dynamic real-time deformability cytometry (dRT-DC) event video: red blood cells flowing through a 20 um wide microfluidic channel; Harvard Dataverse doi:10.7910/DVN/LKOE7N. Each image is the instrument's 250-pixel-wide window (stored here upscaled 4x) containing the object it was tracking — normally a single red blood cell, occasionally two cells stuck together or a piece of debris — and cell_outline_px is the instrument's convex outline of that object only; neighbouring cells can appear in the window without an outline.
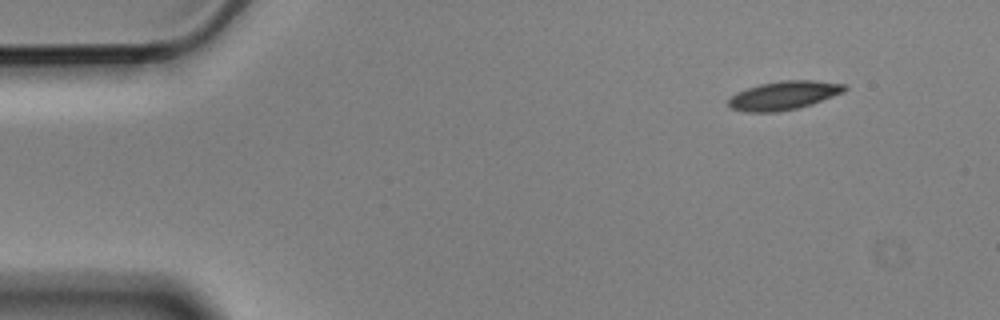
{"species": "Egyptian fruit bat (a non-hibernating species)", "species_latin": "Rousettus aegyptiacus", "temperature_condition": "cold", "stored_images_in_passage": 8, "camera_frame_rate_fps": 3000, "um_per_image_px": 0.085, "animal": {"sex": "male"}, "frame": {"image": 1, "passage_image": 1, "time_ms": 0.0, "image_size_px": [1000, 320], "cell_outline_px": [[848, 88], [844, 92], [812, 104], [800, 108], [776, 112], [744, 112], [732, 108], [728, 104], [728, 100], [736, 92], [760, 84], [780, 80], [812, 80], [844, 84]], "centroid_in_image_um": [66.63, 8.11], "position_along_channel_um": 18.4, "area_um2": 19.42}}
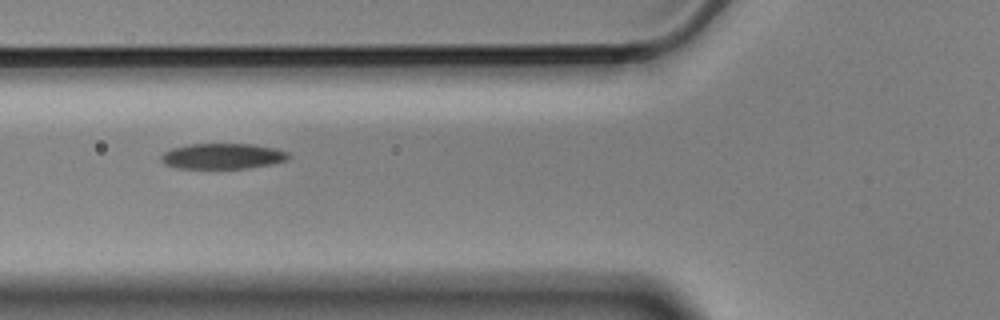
{"frame": {"image": 2, "passage_image": 5, "time_ms": 1.333, "image_size_px": [1000, 320], "cell_outline_px": [[292, 156], [288, 160], [272, 164], [248, 168], [176, 168], [164, 164], [160, 160], [160, 156], [164, 152], [172, 148], [192, 144], [252, 144], [276, 148], [288, 152]], "centroid_in_image_um": [18.95, 13.27], "position_along_channel_um": 106.9, "area_um2": 19.13}}
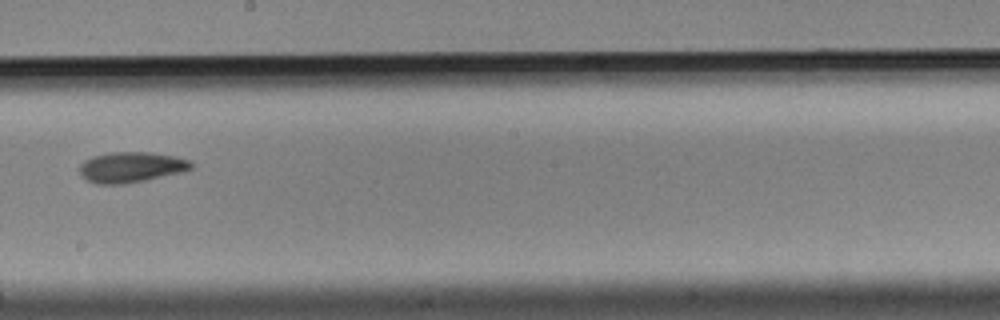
{"frame": {"image": 3, "passage_image": 8, "time_ms": 2.333, "image_size_px": [1000, 320], "cell_outline_px": [[192, 168], [180, 172], [144, 180], [124, 184], [96, 184], [84, 180], [80, 176], [80, 164], [84, 160], [92, 156], [112, 152], [148, 152], [176, 156], [188, 160], [192, 164]], "centroid_in_image_um": [11.07, 14.21], "position_along_channel_um": 237.1, "area_um2": 19.83}}